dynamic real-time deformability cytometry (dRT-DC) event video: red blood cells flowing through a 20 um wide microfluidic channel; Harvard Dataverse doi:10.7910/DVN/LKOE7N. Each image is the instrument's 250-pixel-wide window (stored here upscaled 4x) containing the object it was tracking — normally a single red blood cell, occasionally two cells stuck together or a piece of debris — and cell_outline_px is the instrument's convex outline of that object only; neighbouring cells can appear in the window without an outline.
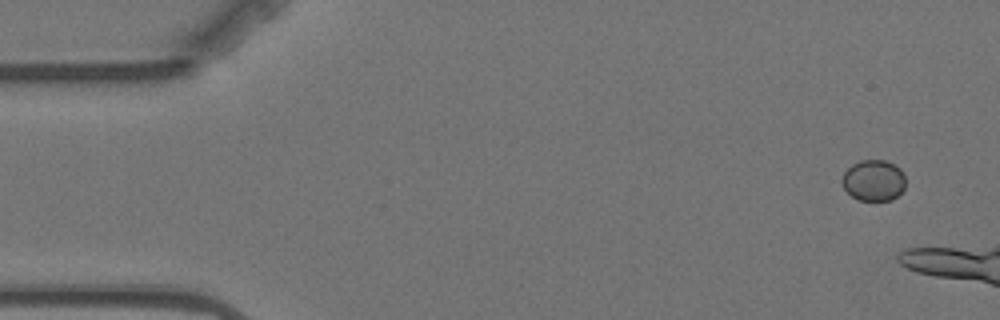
{"species": "Egyptian fruit bat (a non-hibernating species)", "species_latin": "Rousettus aegyptiacus", "temperature_condition": "warm", "stored_images_in_passage": 4, "camera_frame_rate_fps": 3000, "um_per_image_px": 0.085, "animal": {"sex": "female"}, "frame": {"image": 1, "passage_image": 1, "time_ms": 0.0, "image_size_px": [1000, 320], "cell_outline_px": [[904, 188], [892, 200], [860, 200], [852, 196], [844, 188], [840, 180], [844, 172], [852, 164], [860, 160], [884, 160], [896, 164], [904, 172]], "centroid_in_image_um": [74.25, 15.31], "position_along_channel_um": 10.7, "area_um2": 15.26}}